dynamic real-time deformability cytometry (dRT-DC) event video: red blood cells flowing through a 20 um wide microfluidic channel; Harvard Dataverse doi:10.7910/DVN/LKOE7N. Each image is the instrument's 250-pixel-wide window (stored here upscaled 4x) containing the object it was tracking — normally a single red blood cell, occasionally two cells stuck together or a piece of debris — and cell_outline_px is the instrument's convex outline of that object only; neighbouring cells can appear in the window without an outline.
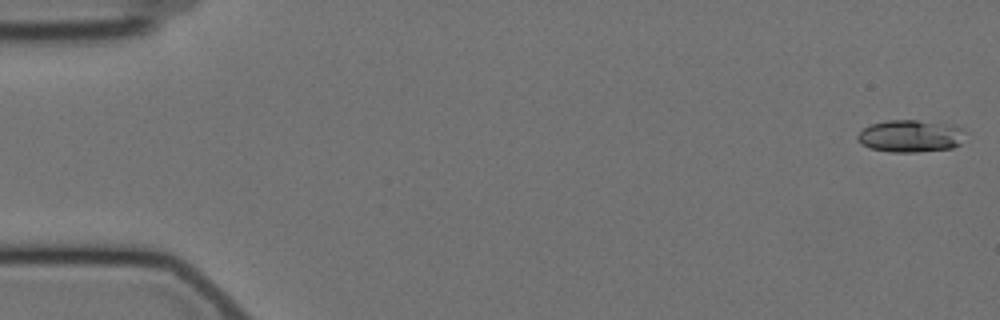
{"species": "Egyptian fruit bat (a non-hibernating species)", "species_latin": "Rousettus aegyptiacus", "temperature_condition": "cold", "stored_images_in_passage": 58, "camera_frame_rate_fps": 3000, "um_per_image_px": 0.085, "animal": {"sex": "female"}, "frame": {"image": 1, "passage_image": 1, "time_ms": 0.0, "image_size_px": [1000, 320], "cell_outline_px": [[964, 128], [960, 144], [952, 148], [916, 152], [892, 152], [868, 148], [860, 144], [856, 140], [856, 136], [868, 124], [884, 120], [916, 120], [956, 124]], "centroid_in_image_um": [77.36, 11.55], "position_along_channel_um": 7.6, "area_um2": 20.63}}
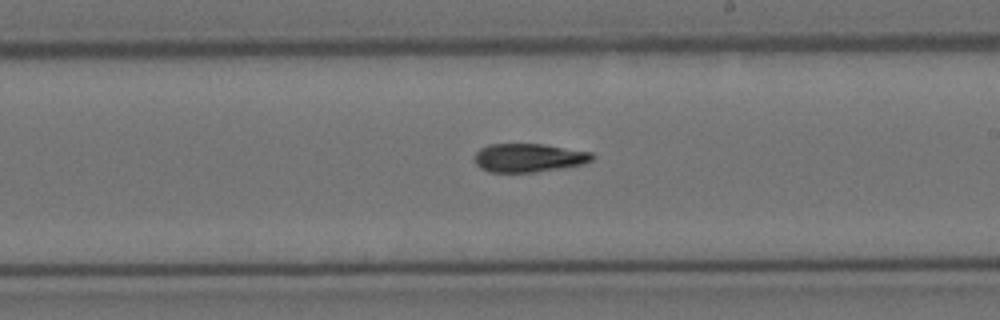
{"frame": {"image": 2, "passage_image": 33, "time_ms": 10.667, "image_size_px": [1000, 320], "cell_outline_px": [[596, 156], [592, 160], [584, 164], [560, 168], [532, 172], [488, 172], [480, 168], [472, 160], [476, 152], [480, 148], [488, 144], [540, 144], [592, 152]], "centroid_in_image_um": [44.9, 13.41], "position_along_channel_um": 244.1, "area_um2": 19.65}}
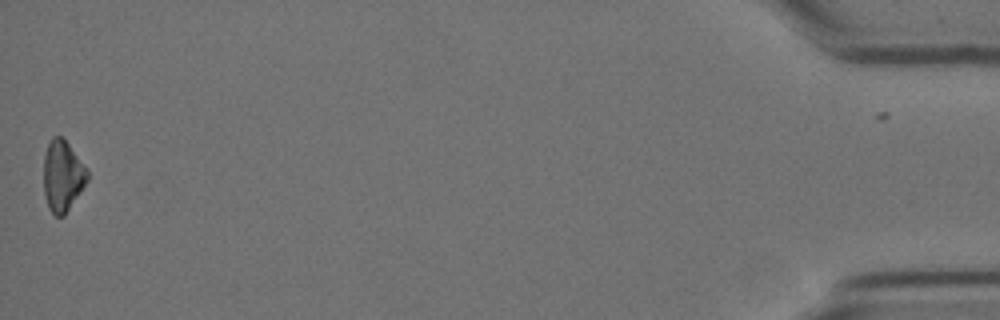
{"frame": {"image": 3, "passage_image": 57, "time_ms": 18.667, "image_size_px": [1000, 320], "cell_outline_px": [[88, 180], [64, 216], [56, 216], [48, 208], [44, 196], [44, 156], [48, 144], [52, 136], [60, 136], [68, 144], [88, 172]], "centroid_in_image_um": [5.29, 14.98], "position_along_channel_um": 429.9, "area_um2": 17.74}, "authors_computed_cell_mechanics": {"area_um2": 19.1318, "velocity_mm_per_s": 3.5164, "shape_relaxation_time_tau1_ms": 4.0665, "shape_relaxation_time_tau2_ms": null, "deformation_change_tau1": 0.1279, "deformation_change_tau2": null}}